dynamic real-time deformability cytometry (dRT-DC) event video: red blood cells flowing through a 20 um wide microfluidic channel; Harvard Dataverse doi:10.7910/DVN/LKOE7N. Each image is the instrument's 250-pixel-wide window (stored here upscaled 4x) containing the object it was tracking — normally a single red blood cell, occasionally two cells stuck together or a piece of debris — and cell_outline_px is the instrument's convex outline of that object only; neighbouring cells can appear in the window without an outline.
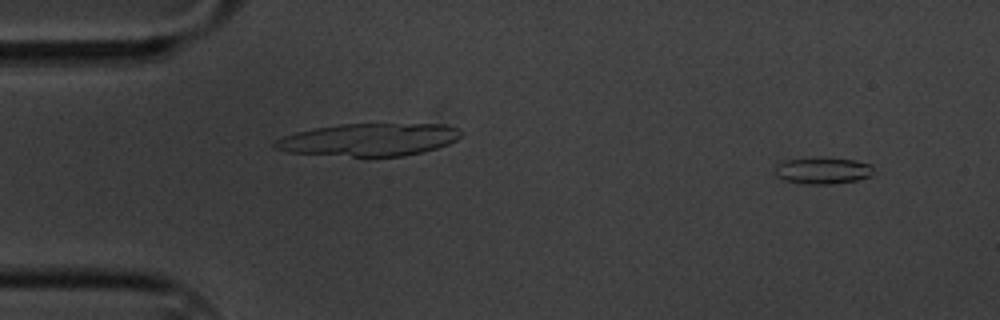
{"species": "common noctule bat (a hibernating species)", "species_latin": "Nyctalus noctula", "temperature_condition": "cold", "stored_images_in_passage": 15, "camera_frame_rate_fps": 3000, "um_per_image_px": 0.085, "animal": {"sex": "male", "body_mass_g": 20.1, "forearm_length_mm": 53.5}, "frame": {"image": 1, "passage_image": 3, "time_ms": 0.667, "image_size_px": [1000, 320], "cell_outline_px": [[872, 172], [868, 176], [856, 180], [832, 184], [804, 184], [784, 180], [776, 176], [776, 164], [784, 160], [856, 160], [872, 164]], "centroid_in_image_um": [69.91, 14.55], "position_along_channel_um": 15.1, "area_um2": 14.51}}